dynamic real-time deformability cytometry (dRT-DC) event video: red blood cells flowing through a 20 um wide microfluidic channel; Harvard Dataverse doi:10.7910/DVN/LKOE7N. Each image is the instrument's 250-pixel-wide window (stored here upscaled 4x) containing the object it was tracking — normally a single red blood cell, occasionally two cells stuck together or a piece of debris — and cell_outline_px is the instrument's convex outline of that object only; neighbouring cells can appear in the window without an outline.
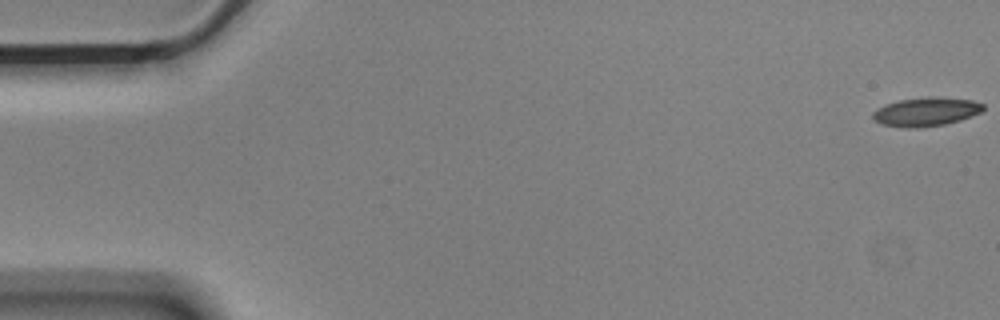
{"species": "Egyptian fruit bat (a non-hibernating species)", "species_latin": "Rousettus aegyptiacus", "temperature_condition": "cold", "stored_images_in_passage": 56, "camera_frame_rate_fps": 3000, "um_per_image_px": 0.085, "animal": {"sex": "male"}, "frame": {"image": 1, "passage_image": 1, "time_ms": 0.0, "image_size_px": [1000, 320], "cell_outline_px": [[984, 108], [980, 112], [960, 120], [944, 124], [920, 128], [908, 128], [884, 124], [872, 120], [872, 112], [876, 108], [884, 104], [900, 100], [928, 96], [940, 96], [972, 100], [984, 104]], "centroid_in_image_um": [78.68, 9.48], "position_along_channel_um": 6.3, "area_um2": 18.67}}
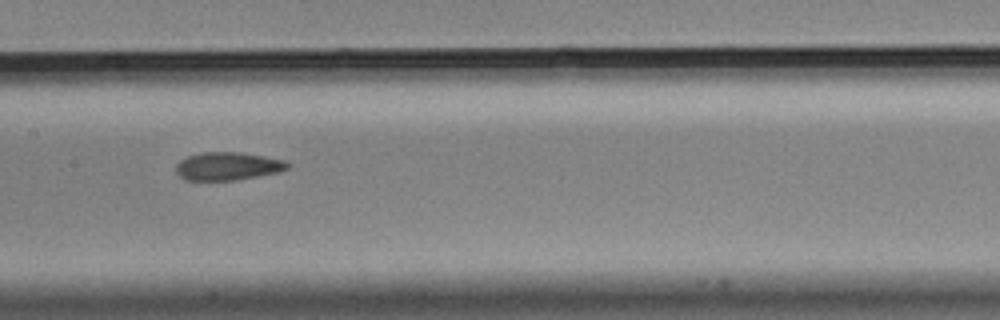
{"frame": {"image": 2, "passage_image": 28, "time_ms": 9.0, "image_size_px": [1000, 320], "cell_outline_px": [[292, 164], [288, 168], [276, 172], [236, 180], [184, 180], [176, 172], [176, 164], [180, 160], [188, 156], [204, 152], [240, 152], [264, 156], [284, 160]], "centroid_in_image_um": [19.34, 14.12], "position_along_channel_um": 188.1, "area_um2": 18.15}}
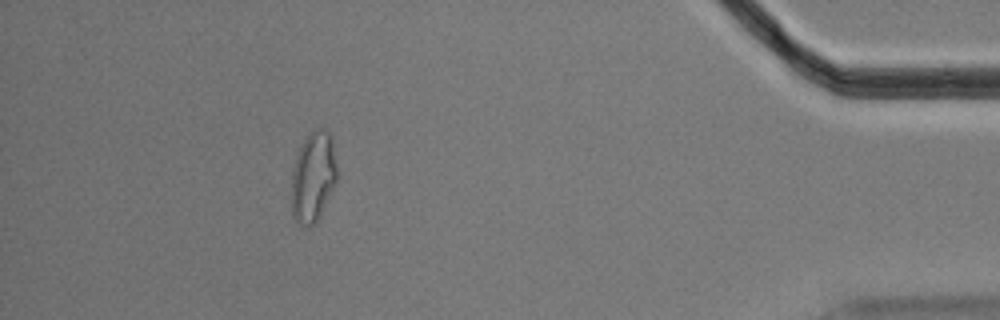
{"frame": {"image": 3, "passage_image": 51, "time_ms": 16.667, "image_size_px": [1000, 320], "cell_outline_px": [[336, 184], [316, 224], [308, 228], [300, 228], [292, 220], [292, 168], [300, 144], [308, 132], [316, 128], [324, 128], [328, 132], [332, 140], [336, 164]], "centroid_in_image_um": [26.59, 15.09], "position_along_channel_um": 408.6, "area_um2": 24.68}, "authors_computed_cell_mechanics": {"area_um2": 18.9584, "velocity_mm_per_s": 3.5821, "shape_relaxation_time_tau1_ms": 7.165, "shape_relaxation_time_tau2_ms": 2.1812, "deformation_change_tau1": 0.1653, "deformation_change_tau2": 0.0866}}